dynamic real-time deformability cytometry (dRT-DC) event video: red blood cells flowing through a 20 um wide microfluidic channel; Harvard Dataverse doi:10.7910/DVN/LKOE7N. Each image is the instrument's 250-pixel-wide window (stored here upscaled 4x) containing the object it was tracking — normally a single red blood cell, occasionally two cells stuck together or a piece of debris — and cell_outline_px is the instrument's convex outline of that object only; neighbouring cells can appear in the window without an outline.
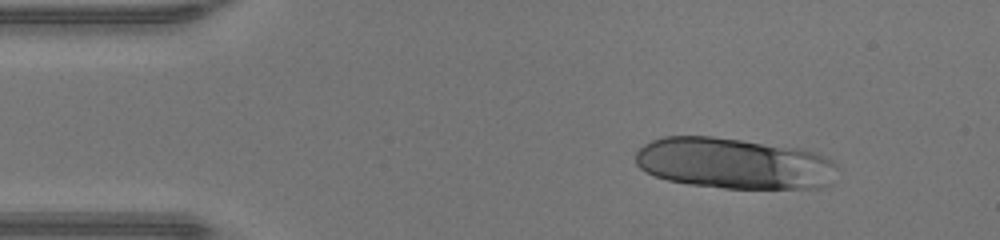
{"species": "human", "species_latin": "Homo sapiens", "temperature_condition": "warm", "stored_images_in_passage": 41, "camera_frame_rate_fps": 3000, "um_per_image_px": 0.085, "donor": {"sex": "male"}, "frame": {"image": 1, "passage_image": 1, "time_ms": 0.0, "image_size_px": [1000, 240], "cell_outline_px": [[840, 168], [832, 184], [820, 188], [724, 188], [688, 184], [668, 180], [656, 176], [640, 168], [636, 164], [636, 152], [644, 144], [652, 140], [664, 136], [712, 136], [800, 148], [816, 152], [832, 160]], "centroid_in_image_um": [62.45, 13.89], "position_along_channel_um": 22.5, "area_um2": 60.46}}
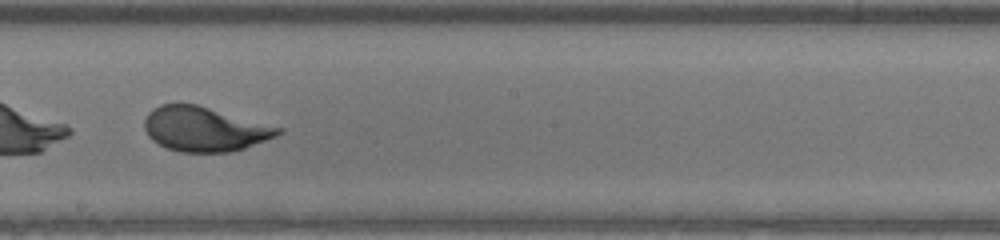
{"frame": {"image": 2, "passage_image": 21, "time_ms": 6.667, "image_size_px": [1000, 240], "cell_outline_px": [[284, 132], [276, 136], [244, 148], [232, 152], [180, 152], [168, 148], [152, 140], [148, 136], [144, 128], [144, 120], [148, 112], [152, 108], [160, 104], [196, 104], [284, 128]], "centroid_in_image_um": [17.38, 10.97], "position_along_channel_um": 230.8, "area_um2": 34.68}}
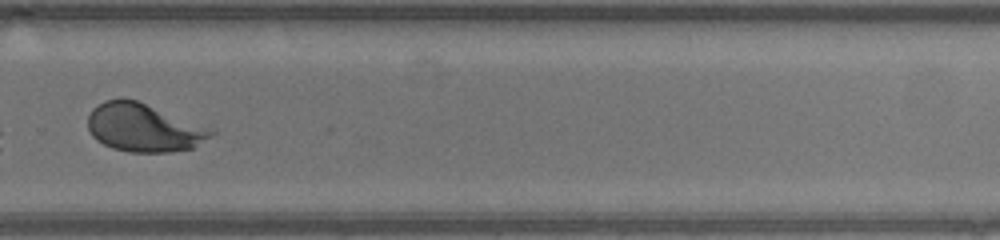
{"frame": {"image": 3, "passage_image": 27, "time_ms": 8.667, "image_size_px": [1000, 240], "cell_outline_px": [[216, 132], [212, 136], [192, 148], [172, 152], [128, 152], [112, 148], [96, 140], [92, 136], [88, 128], [88, 116], [92, 108], [104, 100], [136, 100]], "centroid_in_image_um": [12.14, 10.88], "position_along_channel_um": 317.7, "area_um2": 33.76}, "authors_computed_cell_mechanics": {"area_um2": 35.258, "velocity_mm_per_s": 4.3519, "shape_relaxation_time_tau1_ms": 3.892, "shape_relaxation_time_tau2_ms": null, "deformation_change_tau1": 0.209, "deformation_change_tau2": null}}